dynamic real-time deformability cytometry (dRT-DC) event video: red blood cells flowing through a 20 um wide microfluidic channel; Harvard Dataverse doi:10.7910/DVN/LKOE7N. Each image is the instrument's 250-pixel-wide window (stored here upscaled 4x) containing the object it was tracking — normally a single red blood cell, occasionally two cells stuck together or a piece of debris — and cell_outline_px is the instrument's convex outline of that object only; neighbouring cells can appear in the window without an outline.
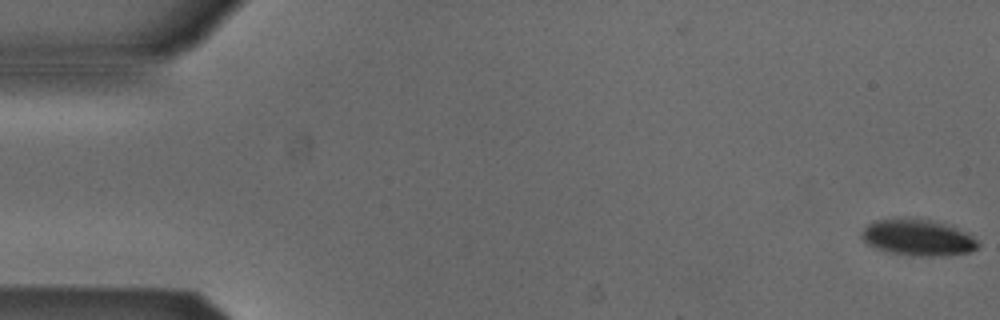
{"species": "Egyptian fruit bat (a non-hibernating species)", "species_latin": "Rousettus aegyptiacus", "temperature_condition": "cold", "stored_images_in_passage": 2, "camera_frame_rate_fps": 3000, "um_per_image_px": 0.085, "animal": {"sex": "male"}, "frame": {"image": 1, "passage_image": 2, "time_ms": 0.333, "image_size_px": [1000, 320], "cell_outline_px": [[980, 244], [976, 248], [968, 252], [944, 256], [912, 256], [892, 252], [876, 248], [868, 244], [860, 236], [864, 228], [868, 224], [876, 220], [904, 216], [928, 220], [944, 224], [968, 232]], "centroid_in_image_um": [78.0, 20.17], "position_along_channel_um": 7.0, "area_um2": 24.68}}